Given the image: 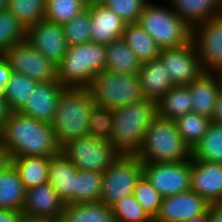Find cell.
Masks as SVG:
<instances>
[{
    "instance_id": "2",
    "label": "cell",
    "mask_w": 222,
    "mask_h": 222,
    "mask_svg": "<svg viewBox=\"0 0 222 222\" xmlns=\"http://www.w3.org/2000/svg\"><path fill=\"white\" fill-rule=\"evenodd\" d=\"M157 117V101L151 99L113 109L110 142L121 155H136L146 131Z\"/></svg>"
},
{
    "instance_id": "24",
    "label": "cell",
    "mask_w": 222,
    "mask_h": 222,
    "mask_svg": "<svg viewBox=\"0 0 222 222\" xmlns=\"http://www.w3.org/2000/svg\"><path fill=\"white\" fill-rule=\"evenodd\" d=\"M25 194L26 189L18 171L12 164H9L0 172V209L22 212Z\"/></svg>"
},
{
    "instance_id": "14",
    "label": "cell",
    "mask_w": 222,
    "mask_h": 222,
    "mask_svg": "<svg viewBox=\"0 0 222 222\" xmlns=\"http://www.w3.org/2000/svg\"><path fill=\"white\" fill-rule=\"evenodd\" d=\"M65 202L48 181L26 190L22 209L24 218L59 222Z\"/></svg>"
},
{
    "instance_id": "48",
    "label": "cell",
    "mask_w": 222,
    "mask_h": 222,
    "mask_svg": "<svg viewBox=\"0 0 222 222\" xmlns=\"http://www.w3.org/2000/svg\"><path fill=\"white\" fill-rule=\"evenodd\" d=\"M185 222H210L209 210L202 215L191 217Z\"/></svg>"
},
{
    "instance_id": "30",
    "label": "cell",
    "mask_w": 222,
    "mask_h": 222,
    "mask_svg": "<svg viewBox=\"0 0 222 222\" xmlns=\"http://www.w3.org/2000/svg\"><path fill=\"white\" fill-rule=\"evenodd\" d=\"M192 159L222 163V125L210 124L206 134L192 149Z\"/></svg>"
},
{
    "instance_id": "9",
    "label": "cell",
    "mask_w": 222,
    "mask_h": 222,
    "mask_svg": "<svg viewBox=\"0 0 222 222\" xmlns=\"http://www.w3.org/2000/svg\"><path fill=\"white\" fill-rule=\"evenodd\" d=\"M143 175V163L136 155H120L103 172L100 202L108 207L133 195L135 185Z\"/></svg>"
},
{
    "instance_id": "47",
    "label": "cell",
    "mask_w": 222,
    "mask_h": 222,
    "mask_svg": "<svg viewBox=\"0 0 222 222\" xmlns=\"http://www.w3.org/2000/svg\"><path fill=\"white\" fill-rule=\"evenodd\" d=\"M9 114L10 110L7 106L6 100L4 98H0V129Z\"/></svg>"
},
{
    "instance_id": "13",
    "label": "cell",
    "mask_w": 222,
    "mask_h": 222,
    "mask_svg": "<svg viewBox=\"0 0 222 222\" xmlns=\"http://www.w3.org/2000/svg\"><path fill=\"white\" fill-rule=\"evenodd\" d=\"M159 58L169 72L174 86L188 85L204 73L192 40L181 47L161 49Z\"/></svg>"
},
{
    "instance_id": "33",
    "label": "cell",
    "mask_w": 222,
    "mask_h": 222,
    "mask_svg": "<svg viewBox=\"0 0 222 222\" xmlns=\"http://www.w3.org/2000/svg\"><path fill=\"white\" fill-rule=\"evenodd\" d=\"M103 173L77 171L75 175V203H90L100 200Z\"/></svg>"
},
{
    "instance_id": "5",
    "label": "cell",
    "mask_w": 222,
    "mask_h": 222,
    "mask_svg": "<svg viewBox=\"0 0 222 222\" xmlns=\"http://www.w3.org/2000/svg\"><path fill=\"white\" fill-rule=\"evenodd\" d=\"M106 45L87 43L68 46L57 65V81L63 87L89 88L93 78L105 70Z\"/></svg>"
},
{
    "instance_id": "51",
    "label": "cell",
    "mask_w": 222,
    "mask_h": 222,
    "mask_svg": "<svg viewBox=\"0 0 222 222\" xmlns=\"http://www.w3.org/2000/svg\"><path fill=\"white\" fill-rule=\"evenodd\" d=\"M19 222H51V221L38 220V219H29V218L22 217V219Z\"/></svg>"
},
{
    "instance_id": "42",
    "label": "cell",
    "mask_w": 222,
    "mask_h": 222,
    "mask_svg": "<svg viewBox=\"0 0 222 222\" xmlns=\"http://www.w3.org/2000/svg\"><path fill=\"white\" fill-rule=\"evenodd\" d=\"M12 69L3 54H0V98H5V86L10 80Z\"/></svg>"
},
{
    "instance_id": "16",
    "label": "cell",
    "mask_w": 222,
    "mask_h": 222,
    "mask_svg": "<svg viewBox=\"0 0 222 222\" xmlns=\"http://www.w3.org/2000/svg\"><path fill=\"white\" fill-rule=\"evenodd\" d=\"M210 203L192 190L163 197L154 222H185L209 210Z\"/></svg>"
},
{
    "instance_id": "1",
    "label": "cell",
    "mask_w": 222,
    "mask_h": 222,
    "mask_svg": "<svg viewBox=\"0 0 222 222\" xmlns=\"http://www.w3.org/2000/svg\"><path fill=\"white\" fill-rule=\"evenodd\" d=\"M0 141L11 159L22 156L52 157L61 152L52 125L21 112H10L0 129Z\"/></svg>"
},
{
    "instance_id": "31",
    "label": "cell",
    "mask_w": 222,
    "mask_h": 222,
    "mask_svg": "<svg viewBox=\"0 0 222 222\" xmlns=\"http://www.w3.org/2000/svg\"><path fill=\"white\" fill-rule=\"evenodd\" d=\"M38 82L21 73L12 72L5 86V100L10 112H18Z\"/></svg>"
},
{
    "instance_id": "12",
    "label": "cell",
    "mask_w": 222,
    "mask_h": 222,
    "mask_svg": "<svg viewBox=\"0 0 222 222\" xmlns=\"http://www.w3.org/2000/svg\"><path fill=\"white\" fill-rule=\"evenodd\" d=\"M192 41L205 72L222 67V14L194 26Z\"/></svg>"
},
{
    "instance_id": "6",
    "label": "cell",
    "mask_w": 222,
    "mask_h": 222,
    "mask_svg": "<svg viewBox=\"0 0 222 222\" xmlns=\"http://www.w3.org/2000/svg\"><path fill=\"white\" fill-rule=\"evenodd\" d=\"M138 23L160 49L181 47L192 40L190 27L169 5L148 1Z\"/></svg>"
},
{
    "instance_id": "28",
    "label": "cell",
    "mask_w": 222,
    "mask_h": 222,
    "mask_svg": "<svg viewBox=\"0 0 222 222\" xmlns=\"http://www.w3.org/2000/svg\"><path fill=\"white\" fill-rule=\"evenodd\" d=\"M59 222H115L111 208L98 202L65 204Z\"/></svg>"
},
{
    "instance_id": "25",
    "label": "cell",
    "mask_w": 222,
    "mask_h": 222,
    "mask_svg": "<svg viewBox=\"0 0 222 222\" xmlns=\"http://www.w3.org/2000/svg\"><path fill=\"white\" fill-rule=\"evenodd\" d=\"M192 96L188 85L173 86L157 101L158 116L170 120L193 112Z\"/></svg>"
},
{
    "instance_id": "44",
    "label": "cell",
    "mask_w": 222,
    "mask_h": 222,
    "mask_svg": "<svg viewBox=\"0 0 222 222\" xmlns=\"http://www.w3.org/2000/svg\"><path fill=\"white\" fill-rule=\"evenodd\" d=\"M212 123L222 125V92H219L211 119Z\"/></svg>"
},
{
    "instance_id": "34",
    "label": "cell",
    "mask_w": 222,
    "mask_h": 222,
    "mask_svg": "<svg viewBox=\"0 0 222 222\" xmlns=\"http://www.w3.org/2000/svg\"><path fill=\"white\" fill-rule=\"evenodd\" d=\"M7 10L27 29L44 19L46 0H8Z\"/></svg>"
},
{
    "instance_id": "32",
    "label": "cell",
    "mask_w": 222,
    "mask_h": 222,
    "mask_svg": "<svg viewBox=\"0 0 222 222\" xmlns=\"http://www.w3.org/2000/svg\"><path fill=\"white\" fill-rule=\"evenodd\" d=\"M174 121L178 132L191 150L206 134L212 123L210 118L194 112L180 116Z\"/></svg>"
},
{
    "instance_id": "7",
    "label": "cell",
    "mask_w": 222,
    "mask_h": 222,
    "mask_svg": "<svg viewBox=\"0 0 222 222\" xmlns=\"http://www.w3.org/2000/svg\"><path fill=\"white\" fill-rule=\"evenodd\" d=\"M88 89L96 106L112 110L145 99L138 73L103 70L93 78Z\"/></svg>"
},
{
    "instance_id": "3",
    "label": "cell",
    "mask_w": 222,
    "mask_h": 222,
    "mask_svg": "<svg viewBox=\"0 0 222 222\" xmlns=\"http://www.w3.org/2000/svg\"><path fill=\"white\" fill-rule=\"evenodd\" d=\"M93 97L88 88L65 87L59 97L54 119L51 123L60 147L88 135V121Z\"/></svg>"
},
{
    "instance_id": "49",
    "label": "cell",
    "mask_w": 222,
    "mask_h": 222,
    "mask_svg": "<svg viewBox=\"0 0 222 222\" xmlns=\"http://www.w3.org/2000/svg\"><path fill=\"white\" fill-rule=\"evenodd\" d=\"M213 73L216 75L220 92H222V67L216 69Z\"/></svg>"
},
{
    "instance_id": "40",
    "label": "cell",
    "mask_w": 222,
    "mask_h": 222,
    "mask_svg": "<svg viewBox=\"0 0 222 222\" xmlns=\"http://www.w3.org/2000/svg\"><path fill=\"white\" fill-rule=\"evenodd\" d=\"M134 197L154 220L160 211L163 196L151 185L144 175L135 185Z\"/></svg>"
},
{
    "instance_id": "15",
    "label": "cell",
    "mask_w": 222,
    "mask_h": 222,
    "mask_svg": "<svg viewBox=\"0 0 222 222\" xmlns=\"http://www.w3.org/2000/svg\"><path fill=\"white\" fill-rule=\"evenodd\" d=\"M26 40L56 65L68 50L62 25L46 19L26 29Z\"/></svg>"
},
{
    "instance_id": "52",
    "label": "cell",
    "mask_w": 222,
    "mask_h": 222,
    "mask_svg": "<svg viewBox=\"0 0 222 222\" xmlns=\"http://www.w3.org/2000/svg\"><path fill=\"white\" fill-rule=\"evenodd\" d=\"M8 0H0V12L7 10Z\"/></svg>"
},
{
    "instance_id": "11",
    "label": "cell",
    "mask_w": 222,
    "mask_h": 222,
    "mask_svg": "<svg viewBox=\"0 0 222 222\" xmlns=\"http://www.w3.org/2000/svg\"><path fill=\"white\" fill-rule=\"evenodd\" d=\"M143 175L163 196L190 190L191 159L168 163H143Z\"/></svg>"
},
{
    "instance_id": "18",
    "label": "cell",
    "mask_w": 222,
    "mask_h": 222,
    "mask_svg": "<svg viewBox=\"0 0 222 222\" xmlns=\"http://www.w3.org/2000/svg\"><path fill=\"white\" fill-rule=\"evenodd\" d=\"M190 190L205 198L210 204L222 203V163L191 158Z\"/></svg>"
},
{
    "instance_id": "10",
    "label": "cell",
    "mask_w": 222,
    "mask_h": 222,
    "mask_svg": "<svg viewBox=\"0 0 222 222\" xmlns=\"http://www.w3.org/2000/svg\"><path fill=\"white\" fill-rule=\"evenodd\" d=\"M13 72L37 82L57 81V65L34 49L25 39L3 53Z\"/></svg>"
},
{
    "instance_id": "22",
    "label": "cell",
    "mask_w": 222,
    "mask_h": 222,
    "mask_svg": "<svg viewBox=\"0 0 222 222\" xmlns=\"http://www.w3.org/2000/svg\"><path fill=\"white\" fill-rule=\"evenodd\" d=\"M188 86L192 96L193 112L212 119L216 98L220 92L216 75L204 71Z\"/></svg>"
},
{
    "instance_id": "50",
    "label": "cell",
    "mask_w": 222,
    "mask_h": 222,
    "mask_svg": "<svg viewBox=\"0 0 222 222\" xmlns=\"http://www.w3.org/2000/svg\"><path fill=\"white\" fill-rule=\"evenodd\" d=\"M86 7L91 5L103 4L105 0H82Z\"/></svg>"
},
{
    "instance_id": "17",
    "label": "cell",
    "mask_w": 222,
    "mask_h": 222,
    "mask_svg": "<svg viewBox=\"0 0 222 222\" xmlns=\"http://www.w3.org/2000/svg\"><path fill=\"white\" fill-rule=\"evenodd\" d=\"M64 88L58 81L38 82L18 112L51 124Z\"/></svg>"
},
{
    "instance_id": "29",
    "label": "cell",
    "mask_w": 222,
    "mask_h": 222,
    "mask_svg": "<svg viewBox=\"0 0 222 222\" xmlns=\"http://www.w3.org/2000/svg\"><path fill=\"white\" fill-rule=\"evenodd\" d=\"M122 38L141 63L159 58L160 47L139 23L126 24Z\"/></svg>"
},
{
    "instance_id": "41",
    "label": "cell",
    "mask_w": 222,
    "mask_h": 222,
    "mask_svg": "<svg viewBox=\"0 0 222 222\" xmlns=\"http://www.w3.org/2000/svg\"><path fill=\"white\" fill-rule=\"evenodd\" d=\"M149 0H105V6L114 11L125 23H138L144 5Z\"/></svg>"
},
{
    "instance_id": "43",
    "label": "cell",
    "mask_w": 222,
    "mask_h": 222,
    "mask_svg": "<svg viewBox=\"0 0 222 222\" xmlns=\"http://www.w3.org/2000/svg\"><path fill=\"white\" fill-rule=\"evenodd\" d=\"M22 217V212L10 209H0V222H19Z\"/></svg>"
},
{
    "instance_id": "46",
    "label": "cell",
    "mask_w": 222,
    "mask_h": 222,
    "mask_svg": "<svg viewBox=\"0 0 222 222\" xmlns=\"http://www.w3.org/2000/svg\"><path fill=\"white\" fill-rule=\"evenodd\" d=\"M9 164H11L9 152L0 141V172L9 166Z\"/></svg>"
},
{
    "instance_id": "27",
    "label": "cell",
    "mask_w": 222,
    "mask_h": 222,
    "mask_svg": "<svg viewBox=\"0 0 222 222\" xmlns=\"http://www.w3.org/2000/svg\"><path fill=\"white\" fill-rule=\"evenodd\" d=\"M141 62L127 45L123 38H119L106 45L105 70L135 74L138 73Z\"/></svg>"
},
{
    "instance_id": "4",
    "label": "cell",
    "mask_w": 222,
    "mask_h": 222,
    "mask_svg": "<svg viewBox=\"0 0 222 222\" xmlns=\"http://www.w3.org/2000/svg\"><path fill=\"white\" fill-rule=\"evenodd\" d=\"M136 156L142 163H168L190 160L192 150L178 132L175 121L157 117L146 131Z\"/></svg>"
},
{
    "instance_id": "20",
    "label": "cell",
    "mask_w": 222,
    "mask_h": 222,
    "mask_svg": "<svg viewBox=\"0 0 222 222\" xmlns=\"http://www.w3.org/2000/svg\"><path fill=\"white\" fill-rule=\"evenodd\" d=\"M138 76L145 99L158 101L174 86L160 58L141 63Z\"/></svg>"
},
{
    "instance_id": "19",
    "label": "cell",
    "mask_w": 222,
    "mask_h": 222,
    "mask_svg": "<svg viewBox=\"0 0 222 222\" xmlns=\"http://www.w3.org/2000/svg\"><path fill=\"white\" fill-rule=\"evenodd\" d=\"M91 42L110 44L123 37L125 23L114 11L104 4L89 6Z\"/></svg>"
},
{
    "instance_id": "26",
    "label": "cell",
    "mask_w": 222,
    "mask_h": 222,
    "mask_svg": "<svg viewBox=\"0 0 222 222\" xmlns=\"http://www.w3.org/2000/svg\"><path fill=\"white\" fill-rule=\"evenodd\" d=\"M50 157L22 156L11 159L25 187L29 189L49 181Z\"/></svg>"
},
{
    "instance_id": "45",
    "label": "cell",
    "mask_w": 222,
    "mask_h": 222,
    "mask_svg": "<svg viewBox=\"0 0 222 222\" xmlns=\"http://www.w3.org/2000/svg\"><path fill=\"white\" fill-rule=\"evenodd\" d=\"M209 217L210 222H222V203L210 205Z\"/></svg>"
},
{
    "instance_id": "37",
    "label": "cell",
    "mask_w": 222,
    "mask_h": 222,
    "mask_svg": "<svg viewBox=\"0 0 222 222\" xmlns=\"http://www.w3.org/2000/svg\"><path fill=\"white\" fill-rule=\"evenodd\" d=\"M90 9L86 7L70 22L62 25L68 46L87 44L91 42Z\"/></svg>"
},
{
    "instance_id": "23",
    "label": "cell",
    "mask_w": 222,
    "mask_h": 222,
    "mask_svg": "<svg viewBox=\"0 0 222 222\" xmlns=\"http://www.w3.org/2000/svg\"><path fill=\"white\" fill-rule=\"evenodd\" d=\"M169 6L190 26L222 14V0H166Z\"/></svg>"
},
{
    "instance_id": "36",
    "label": "cell",
    "mask_w": 222,
    "mask_h": 222,
    "mask_svg": "<svg viewBox=\"0 0 222 222\" xmlns=\"http://www.w3.org/2000/svg\"><path fill=\"white\" fill-rule=\"evenodd\" d=\"M26 39V28L9 10L0 12V54Z\"/></svg>"
},
{
    "instance_id": "8",
    "label": "cell",
    "mask_w": 222,
    "mask_h": 222,
    "mask_svg": "<svg viewBox=\"0 0 222 222\" xmlns=\"http://www.w3.org/2000/svg\"><path fill=\"white\" fill-rule=\"evenodd\" d=\"M63 153L79 171L103 173L120 157L109 140L89 135L75 138L61 147Z\"/></svg>"
},
{
    "instance_id": "39",
    "label": "cell",
    "mask_w": 222,
    "mask_h": 222,
    "mask_svg": "<svg viewBox=\"0 0 222 222\" xmlns=\"http://www.w3.org/2000/svg\"><path fill=\"white\" fill-rule=\"evenodd\" d=\"M113 110L94 105L87 125L88 135L94 138L109 140L112 135Z\"/></svg>"
},
{
    "instance_id": "38",
    "label": "cell",
    "mask_w": 222,
    "mask_h": 222,
    "mask_svg": "<svg viewBox=\"0 0 222 222\" xmlns=\"http://www.w3.org/2000/svg\"><path fill=\"white\" fill-rule=\"evenodd\" d=\"M110 208L115 222H154L134 195L122 198Z\"/></svg>"
},
{
    "instance_id": "21",
    "label": "cell",
    "mask_w": 222,
    "mask_h": 222,
    "mask_svg": "<svg viewBox=\"0 0 222 222\" xmlns=\"http://www.w3.org/2000/svg\"><path fill=\"white\" fill-rule=\"evenodd\" d=\"M78 169L61 152L50 157L49 182L60 198L68 203H75V175Z\"/></svg>"
},
{
    "instance_id": "35",
    "label": "cell",
    "mask_w": 222,
    "mask_h": 222,
    "mask_svg": "<svg viewBox=\"0 0 222 222\" xmlns=\"http://www.w3.org/2000/svg\"><path fill=\"white\" fill-rule=\"evenodd\" d=\"M85 8L82 0H46L44 19L64 25Z\"/></svg>"
}]
</instances>
